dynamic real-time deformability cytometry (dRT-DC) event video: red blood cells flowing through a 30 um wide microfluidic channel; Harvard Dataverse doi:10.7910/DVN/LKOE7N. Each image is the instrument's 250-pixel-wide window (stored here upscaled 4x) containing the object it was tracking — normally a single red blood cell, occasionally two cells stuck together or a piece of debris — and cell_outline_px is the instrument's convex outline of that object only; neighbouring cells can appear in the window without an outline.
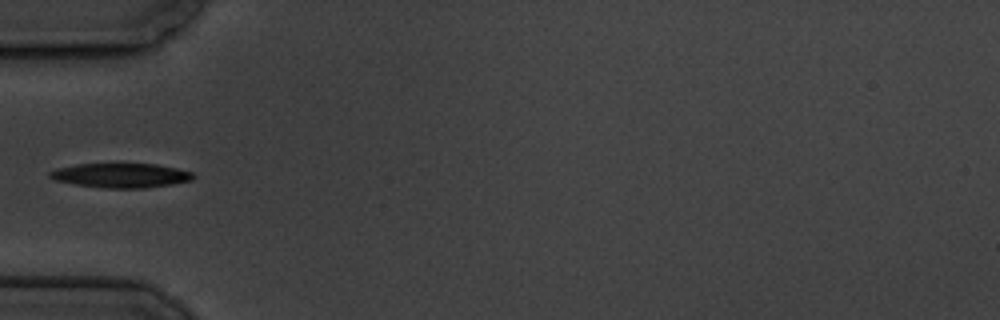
{"species": "common noctule bat (a hibernating species)", "species_latin": "Nyctalus noctula", "temperature_condition": "cold", "stored_images_in_passage": 6, "camera_frame_rate_fps": 3000, "um_per_image_px": 0.085, "animal": {"sex": "male", "body_mass_g": 19.5, "forearm_length_mm": 54.6}, "frame": {"image": 1, "passage_image": 6, "time_ms": 5.667, "image_size_px": [1000, 320], "cell_outline_px": [[196, 176], [192, 180], [172, 184], [144, 188], [104, 188], [76, 184], [56, 180], [48, 176], [48, 172], [56, 168], [76, 164], [156, 164], [176, 168], [192, 172]], "centroid_in_image_um": [10.28, 14.91], "position_along_channel_um": 74.7, "area_um2": 20.35}}